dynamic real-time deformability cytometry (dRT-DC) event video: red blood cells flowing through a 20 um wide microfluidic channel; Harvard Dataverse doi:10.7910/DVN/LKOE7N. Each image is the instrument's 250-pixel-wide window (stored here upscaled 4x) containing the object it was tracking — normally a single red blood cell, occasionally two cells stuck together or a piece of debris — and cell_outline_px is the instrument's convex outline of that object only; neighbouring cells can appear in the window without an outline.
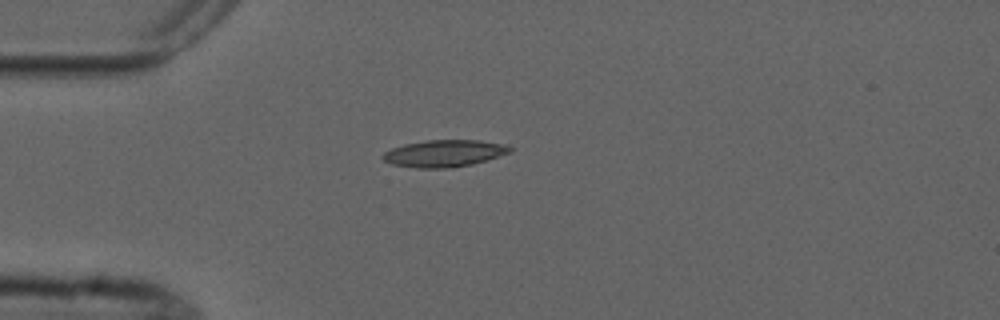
{"species": "common noctule bat (a hibernating species)", "species_latin": "Nyctalus noctula", "temperature_condition": "cold", "stored_images_in_passage": 1, "camera_frame_rate_fps": 3000, "um_per_image_px": 0.085, "animal": {"sex": "male", "forearm_length_mm": 52.5}, "frame": {"image": 1, "passage_image": 1, "time_ms": 0.0, "image_size_px": [1000, 320], "cell_outline_px": [[512, 152], [472, 164], [452, 168], [416, 168], [392, 164], [384, 160], [380, 156], [384, 152], [392, 148], [404, 144], [428, 140], [480, 140], [508, 144], [512, 148]], "centroid_in_image_um": [37.78, 13.03], "position_along_channel_um": 47.2, "area_um2": 20.11}}